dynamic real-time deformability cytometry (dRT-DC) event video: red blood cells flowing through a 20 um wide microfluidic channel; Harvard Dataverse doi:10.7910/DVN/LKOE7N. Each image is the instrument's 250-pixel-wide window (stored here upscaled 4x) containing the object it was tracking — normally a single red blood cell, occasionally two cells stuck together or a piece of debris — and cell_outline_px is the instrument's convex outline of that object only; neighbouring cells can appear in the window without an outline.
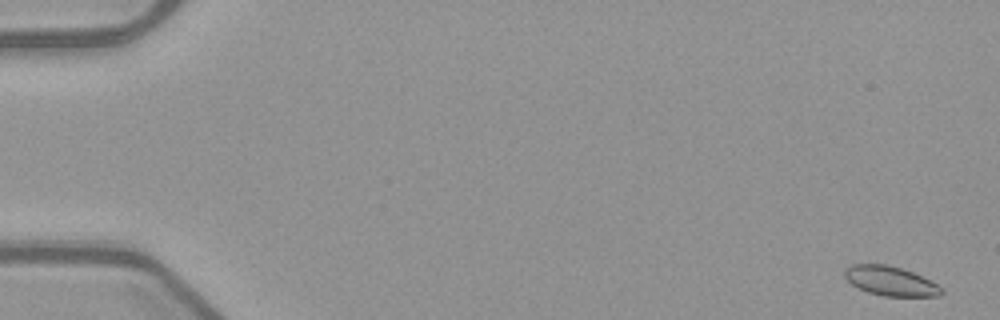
{"species": "common noctule bat (a hibernating species)", "species_latin": "Nyctalus noctula", "temperature_condition": "warm", "stored_images_in_passage": 54, "camera_frame_rate_fps": 3000, "um_per_image_px": 0.085, "animal": {"sex": "female", "body_mass_g": 21.9}, "frame": {"image": 1, "passage_image": 1, "time_ms": 0.0, "image_size_px": [1000, 320], "cell_outline_px": [[944, 292], [940, 296], [884, 296], [868, 292], [852, 284], [844, 276], [844, 268], [852, 264], [888, 264], [912, 272], [944, 288]], "centroid_in_image_um": [75.68, 23.88], "position_along_channel_um": 9.3, "area_um2": 16.47}}
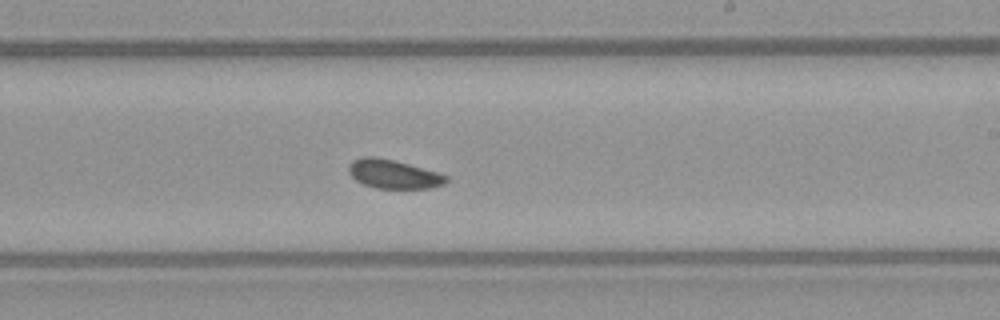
{"frame": {"image": 2, "passage_image": 32, "time_ms": 10.333, "image_size_px": [1000, 320], "cell_outline_px": [[448, 180], [444, 184], [428, 188], [376, 188], [364, 184], [356, 180], [348, 172], [348, 164], [352, 160], [364, 156], [376, 156], [396, 160], [440, 172], [448, 176]], "centroid_in_image_um": [33.45, 14.77], "position_along_channel_um": 255.6, "area_um2": 16.65}}
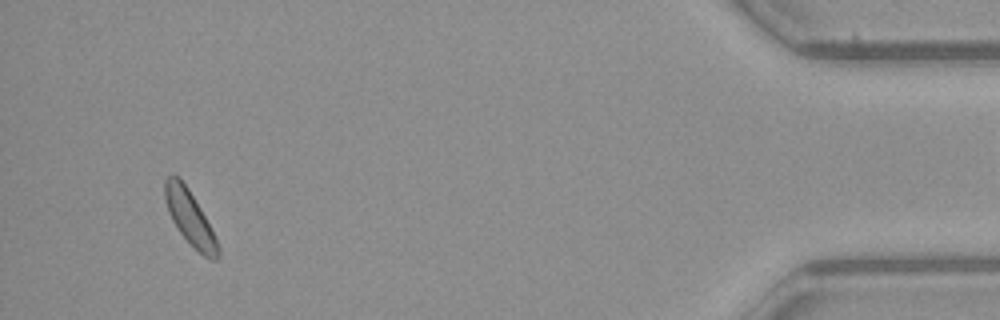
{"frame": {"image": 3, "passage_image": 50, "time_ms": 16.333, "image_size_px": [1000, 320], "cell_outline_px": [[220, 256], [216, 260], [208, 260], [180, 232], [172, 220], [168, 212], [164, 196], [164, 180], [168, 176], [176, 176], [188, 188], [200, 208], [220, 248]], "centroid_in_image_um": [16.13, 18.52], "position_along_channel_um": 419.1, "area_um2": 16.24}}